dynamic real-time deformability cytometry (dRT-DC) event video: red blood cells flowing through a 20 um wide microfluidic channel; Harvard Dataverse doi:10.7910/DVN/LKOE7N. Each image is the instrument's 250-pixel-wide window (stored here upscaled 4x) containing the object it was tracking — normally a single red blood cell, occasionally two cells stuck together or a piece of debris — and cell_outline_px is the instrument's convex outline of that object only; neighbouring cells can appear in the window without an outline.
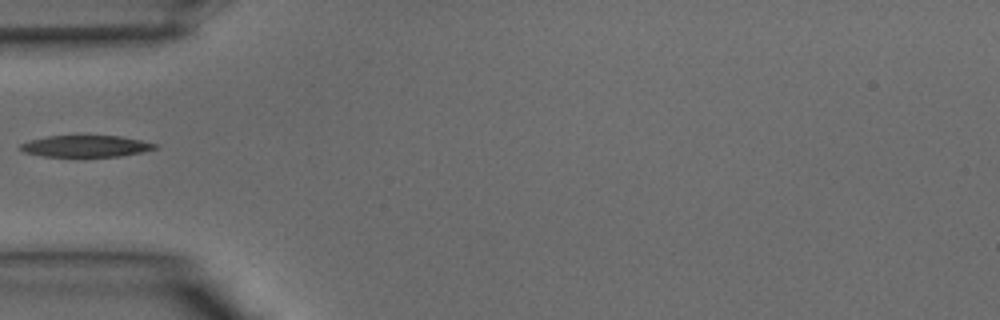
{"species": "common noctule bat (a hibernating species)", "species_latin": "Nyctalus noctula", "temperature_condition": "warm", "stored_images_in_passage": 26, "camera_frame_rate_fps": 3000, "um_per_image_px": 0.085, "animal": {"sex": "male", "body_mass_g": 15.6}, "frame": {"image": 1, "passage_image": 1, "time_ms": 0.0, "image_size_px": [1000, 320], "cell_outline_px": [[160, 144], [156, 148], [140, 152], [120, 156], [84, 160], [44, 156], [24, 152], [20, 148], [20, 144], [32, 140], [48, 136], [120, 136]], "centroid_in_image_um": [7.3, 12.48], "position_along_channel_um": 77.7, "area_um2": 17.69}}
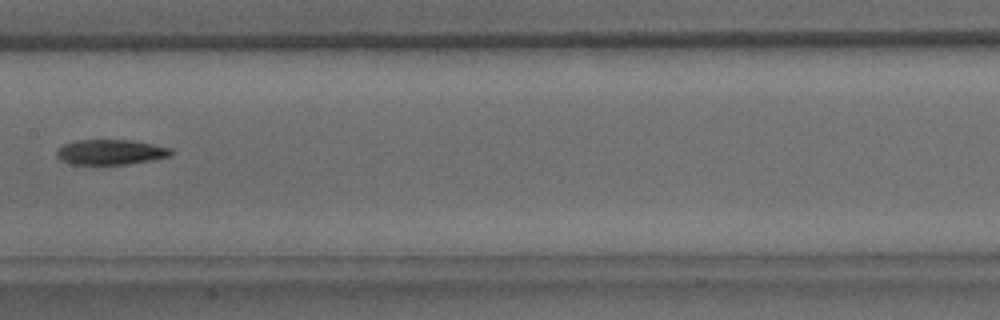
{"frame": {"image": 2, "passage_image": 8, "time_ms": 2.333, "image_size_px": [1000, 320], "cell_outline_px": [[176, 152], [168, 156], [152, 160], [124, 164], [72, 164], [60, 160], [56, 156], [56, 152], [64, 144], [76, 140], [132, 140], [172, 148]], "centroid_in_image_um": [9.42, 12.92], "position_along_channel_um": 198.0, "area_um2": 16.7}}
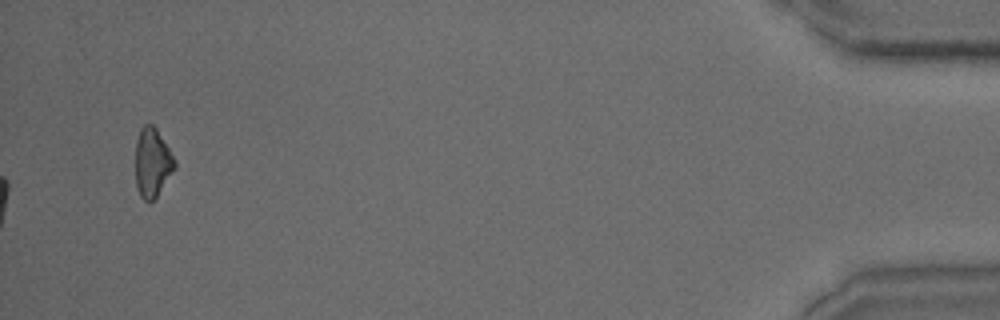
{"frame": {"image": 3, "passage_image": 26, "time_ms": 8.333, "image_size_px": [1000, 320], "cell_outline_px": [[176, 168], [156, 196], [148, 204], [140, 196], [136, 184], [136, 140], [140, 128], [144, 124], [152, 124], [156, 128], [176, 160]], "centroid_in_image_um": [12.95, 13.82], "position_along_channel_um": 422.3, "area_um2": 15.78}}